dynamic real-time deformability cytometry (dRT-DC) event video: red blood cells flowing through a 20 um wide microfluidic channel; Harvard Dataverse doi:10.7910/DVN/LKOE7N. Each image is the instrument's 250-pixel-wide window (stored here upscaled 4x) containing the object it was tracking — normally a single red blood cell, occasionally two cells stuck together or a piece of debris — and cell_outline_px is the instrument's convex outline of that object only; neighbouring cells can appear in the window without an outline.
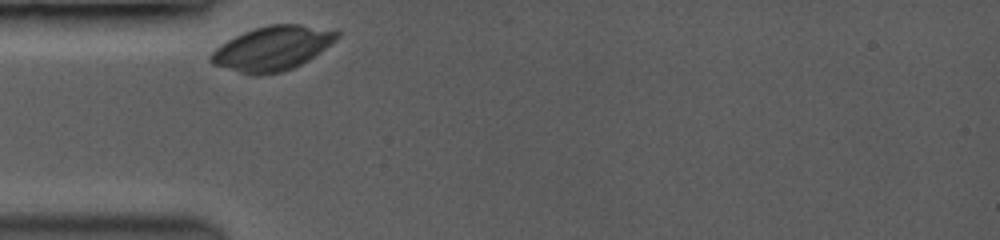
{"species": "common noctule bat (a hibernating species)", "species_latin": "Nyctalus noctula", "temperature_condition": "room temperature", "stored_images_in_passage": 34, "camera_frame_rate_fps": 3500, "um_per_image_px": 0.085, "animal": {"sex": "female", "body_mass_g": 19.0, "forearm_length_mm": 53.3}, "frame": {"image": 1, "passage_image": 1, "time_ms": 0.0, "image_size_px": [1000, 240], "cell_outline_px": [[340, 36], [336, 40], [320, 52], [308, 60], [292, 68], [280, 72], [256, 76], [252, 76], [212, 64], [208, 60], [208, 56], [216, 48], [228, 40], [244, 32], [268, 24], [300, 24], [340, 32]], "centroid_in_image_um": [23.13, 4.12], "position_along_channel_um": 61.9, "area_um2": 32.31}}
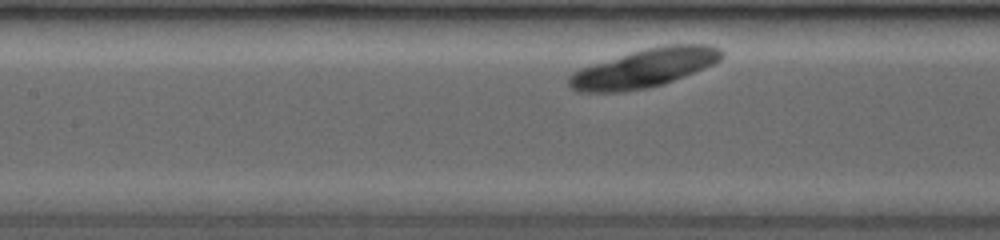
{"frame": {"image": 2, "passage_image": 11, "time_ms": 2.571, "image_size_px": [1000, 240], "cell_outline_px": [[724, 56], [716, 64], [664, 84], [644, 88], [616, 92], [580, 92], [572, 88], [568, 84], [568, 76], [572, 72], [580, 68], [592, 64], [644, 48], [668, 44], [708, 44], [720, 48], [724, 52]], "centroid_in_image_um": [54.82, 5.78], "position_along_channel_um": 152.6, "area_um2": 34.45}}